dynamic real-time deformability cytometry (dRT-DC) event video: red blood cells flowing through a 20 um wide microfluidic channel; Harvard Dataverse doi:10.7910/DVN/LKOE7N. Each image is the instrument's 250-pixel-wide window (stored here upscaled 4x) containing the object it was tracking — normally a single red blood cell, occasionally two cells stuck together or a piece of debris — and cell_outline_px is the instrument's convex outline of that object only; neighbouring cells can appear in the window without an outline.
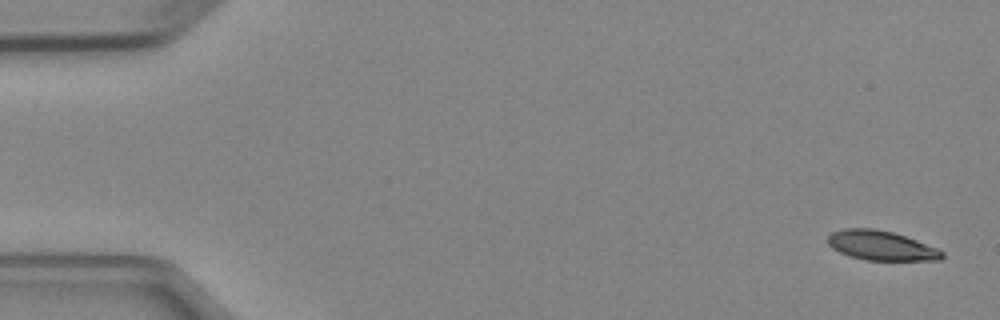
{"species": "Egyptian fruit bat (a non-hibernating species)", "species_latin": "Rousettus aegyptiacus", "temperature_condition": "cold", "stored_images_in_passage": 6, "camera_frame_rate_fps": 3000, "um_per_image_px": 0.085, "animal": {"sex": "female"}, "frame": {"image": 1, "passage_image": 1, "time_ms": 0.0, "image_size_px": [1000, 320], "cell_outline_px": [[944, 256], [940, 260], [864, 260], [840, 252], [832, 248], [828, 244], [828, 236], [832, 232], [844, 228], [872, 228], [892, 232], [916, 240], [936, 248], [944, 252]], "centroid_in_image_um": [74.88, 20.87], "position_along_channel_um": 10.1, "area_um2": 19.48}}
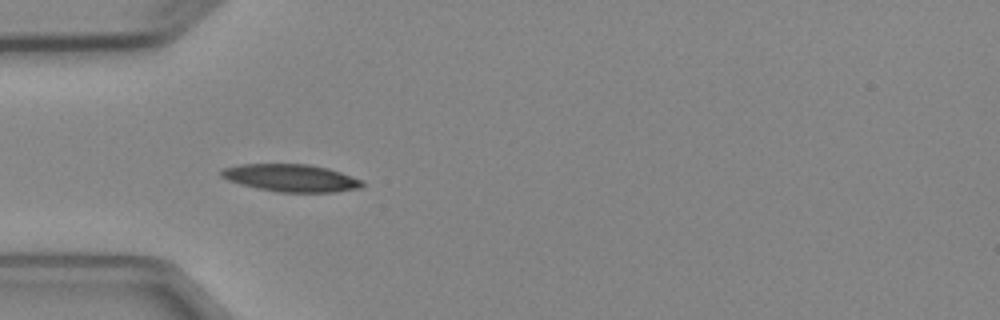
{"frame": {"image": 2, "passage_image": 5, "time_ms": 4.667, "image_size_px": [1000, 320], "cell_outline_px": [[364, 184], [360, 188], [336, 192], [280, 192], [256, 188], [240, 184], [228, 180], [220, 176], [220, 172], [224, 168], [240, 164], [308, 164], [328, 168], [364, 180]], "centroid_in_image_um": [24.75, 15.13], "position_along_channel_um": 60.2, "area_um2": 22.6}}
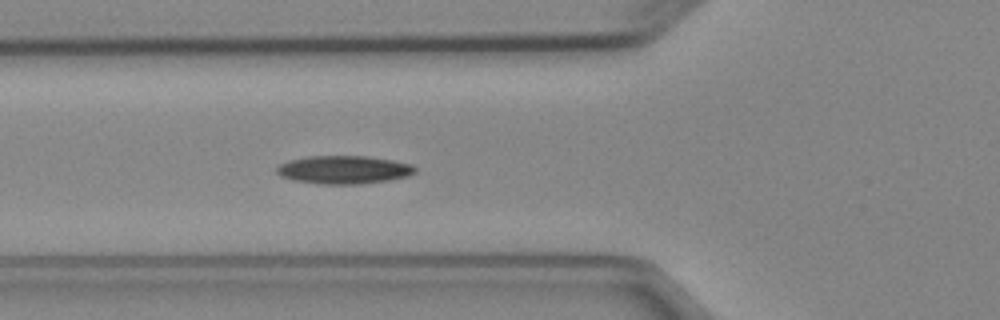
{"frame": {"image": 3, "passage_image": 6, "time_ms": 5.667, "image_size_px": [1000, 320], "cell_outline_px": [[416, 172], [408, 176], [388, 180], [360, 184], [320, 184], [292, 180], [280, 176], [276, 172], [276, 168], [280, 164], [288, 160], [308, 156], [368, 156], [392, 160], [412, 164], [416, 168]], "centroid_in_image_um": [29.21, 14.43], "position_along_channel_um": 96.6, "area_um2": 22.83}}